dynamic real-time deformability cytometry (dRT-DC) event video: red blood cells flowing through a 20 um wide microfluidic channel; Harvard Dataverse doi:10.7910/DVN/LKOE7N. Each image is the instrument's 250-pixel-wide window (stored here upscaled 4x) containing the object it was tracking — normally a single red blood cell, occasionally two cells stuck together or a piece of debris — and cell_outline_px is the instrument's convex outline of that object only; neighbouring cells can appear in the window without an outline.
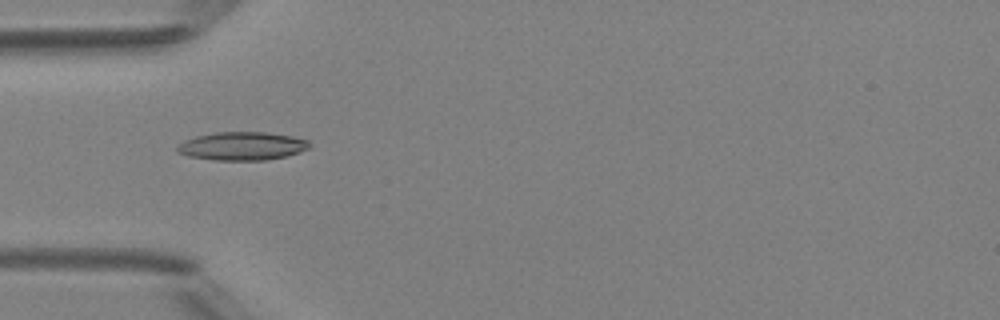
{"species": "Egyptian fruit bat (a non-hibernating species)", "species_latin": "Rousettus aegyptiacus", "temperature_condition": "room temperature", "stored_images_in_passage": 36, "segment_of_instrument_passage": [1, 2], "camera_frame_rate_fps": 3000, "um_per_image_px": 0.085, "animal": {"sex": "female"}, "frame": {"image": 1, "passage_image": 2, "time_ms": 0.333, "image_size_px": [1000, 320], "cell_outline_px": [[312, 144], [308, 148], [300, 152], [268, 160], [216, 160], [188, 156], [176, 152], [176, 144], [184, 140], [196, 136], [216, 132], [268, 132], [292, 136], [308, 140]], "centroid_in_image_um": [20.56, 12.41], "position_along_channel_um": 64.4, "area_um2": 21.96}}
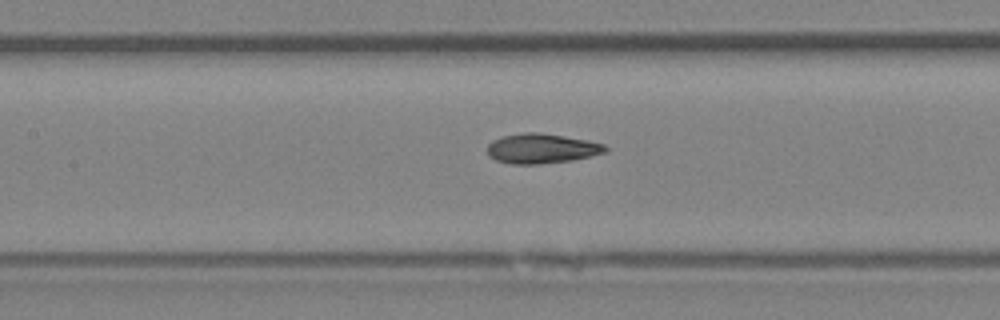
{"frame": {"image": 2, "passage_image": 9, "time_ms": 2.667, "image_size_px": [1000, 320], "cell_outline_px": [[608, 152], [592, 156], [572, 160], [540, 164], [512, 164], [496, 160], [488, 156], [488, 144], [492, 140], [504, 136], [524, 132], [540, 132], [588, 140], [604, 144], [608, 148]], "centroid_in_image_um": [46.06, 12.62], "position_along_channel_um": 161.3, "area_um2": 20.63}}
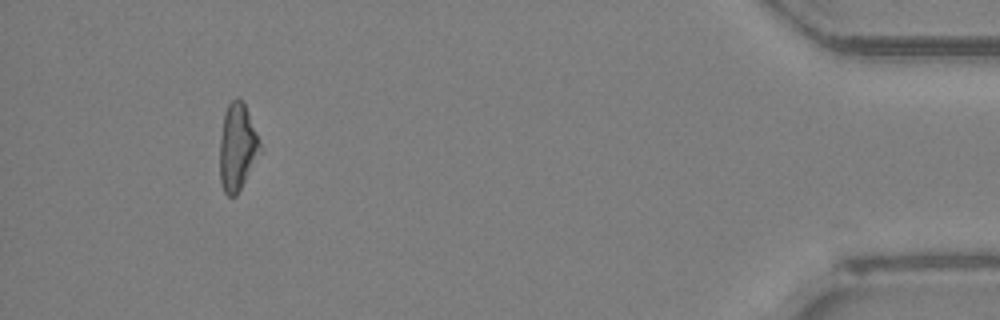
{"frame": {"image": 3, "passage_image": 32, "time_ms": 10.333, "image_size_px": [1000, 320], "cell_outline_px": [[260, 152], [236, 196], [228, 196], [224, 192], [220, 184], [220, 140], [224, 112], [228, 104], [232, 100], [244, 100], [260, 140]], "centroid_in_image_um": [20.16, 12.49], "position_along_channel_um": 415.0, "area_um2": 20.29}}